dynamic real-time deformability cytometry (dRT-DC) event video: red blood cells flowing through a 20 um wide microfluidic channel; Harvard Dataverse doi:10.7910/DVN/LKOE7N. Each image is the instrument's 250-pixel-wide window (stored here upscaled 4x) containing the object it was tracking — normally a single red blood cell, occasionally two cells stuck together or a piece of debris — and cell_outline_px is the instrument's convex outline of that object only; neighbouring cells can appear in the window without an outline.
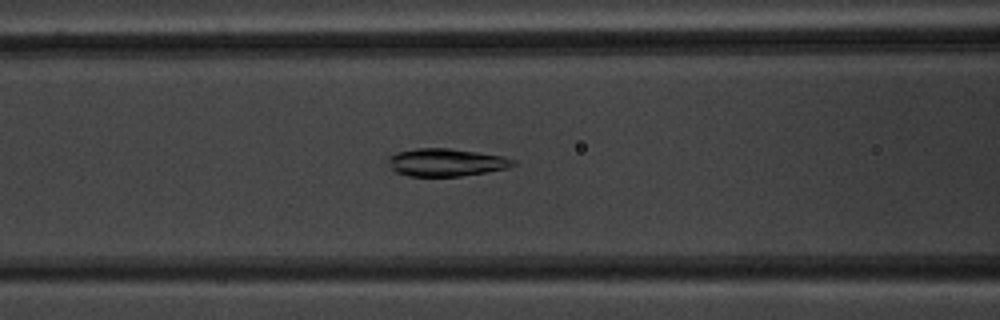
{"species": "common noctule bat (a hibernating species)", "species_latin": "Nyctalus noctula", "temperature_condition": "warm", "stored_images_in_passage": 50, "camera_frame_rate_fps": 3000, "um_per_image_px": 0.085, "animal": {"sex": "male", "body_mass_g": 20.1, "forearm_length_mm": 53.5}, "frame": {"image": 1, "passage_image": 20, "time_ms": 6.333, "image_size_px": [1000, 320], "cell_outline_px": [[516, 164], [508, 168], [460, 176], [408, 176], [396, 172], [392, 168], [388, 160], [388, 156], [396, 152], [416, 148], [448, 148], [476, 152], [500, 156], [516, 160]], "centroid_in_image_um": [37.89, 13.8], "position_along_channel_um": 128.7, "area_um2": 20.0}}
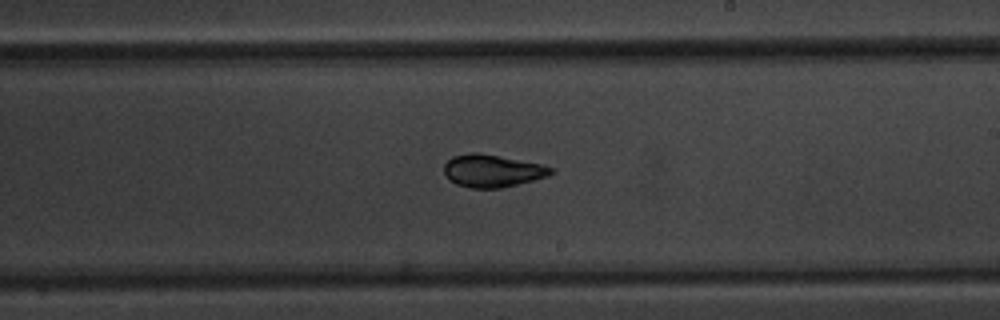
{"frame": {"image": 2, "passage_image": 29, "time_ms": 9.333, "image_size_px": [1000, 320], "cell_outline_px": [[556, 172], [548, 176], [500, 188], [472, 188], [456, 184], [444, 172], [444, 164], [452, 156], [472, 152], [476, 152], [540, 164], [556, 168]], "centroid_in_image_um": [41.87, 14.51], "position_along_channel_um": 247.1, "area_um2": 20.0}}
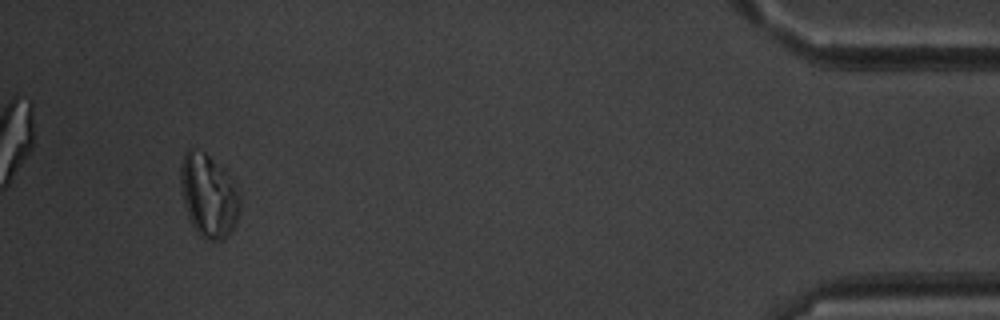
{"frame": {"image": 3, "passage_image": 47, "time_ms": 15.333, "image_size_px": [1000, 320], "cell_outline_px": [[240, 212], [236, 224], [232, 232], [224, 240], [204, 240], [196, 232], [188, 216], [180, 192], [180, 164], [184, 152], [188, 148], [192, 148], [204, 152], [228, 172], [240, 192]], "centroid_in_image_um": [17.74, 16.64], "position_along_channel_um": 417.5, "area_um2": 29.54}, "authors_computed_cell_mechanics": {"area_um2": 21.8484, "velocity_mm_per_s": 3.9473, "shape_relaxation_time_tau1_ms": 3.0576, "shape_relaxation_time_tau2_ms": 0.7897, "deformation_change_tau1": 0.1863, "deformation_change_tau2": 0.0737}}